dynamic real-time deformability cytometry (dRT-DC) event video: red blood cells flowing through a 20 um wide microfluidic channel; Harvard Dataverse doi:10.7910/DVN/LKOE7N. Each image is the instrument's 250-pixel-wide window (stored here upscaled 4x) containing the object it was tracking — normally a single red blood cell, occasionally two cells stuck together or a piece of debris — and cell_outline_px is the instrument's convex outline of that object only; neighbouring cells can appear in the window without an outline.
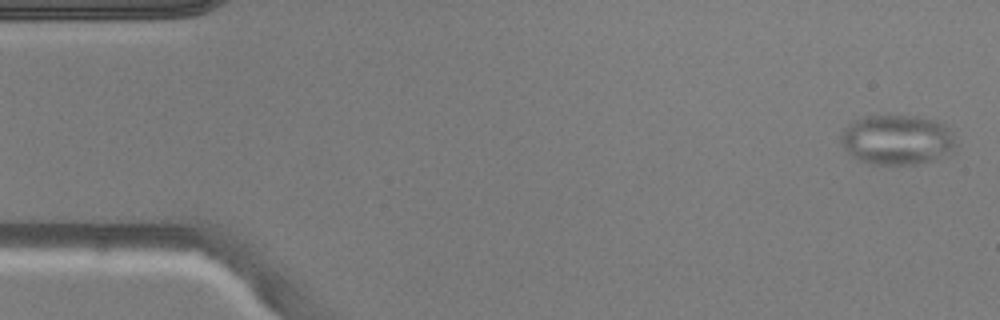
{"species": "common noctule bat (a hibernating species)", "species_latin": "Nyctalus noctula", "temperature_condition": "warm", "stored_images_in_passage": 36, "camera_frame_rate_fps": 3000, "um_per_image_px": 0.085, "animal": {"sex": "male", "body_mass_g": 20.5, "forearm_length_mm": 52.5}, "frame": {"image": 1, "passage_image": 2, "time_ms": 0.333, "image_size_px": [1000, 320], "cell_outline_px": [[956, 152], [940, 160], [916, 164], [872, 164], [860, 160], [852, 156], [840, 144], [840, 136], [844, 128], [852, 120], [864, 116], [916, 116], [936, 120], [944, 124], [952, 132], [956, 144]], "centroid_in_image_um": [76.3, 11.89], "position_along_channel_um": 8.7, "area_um2": 34.16}}
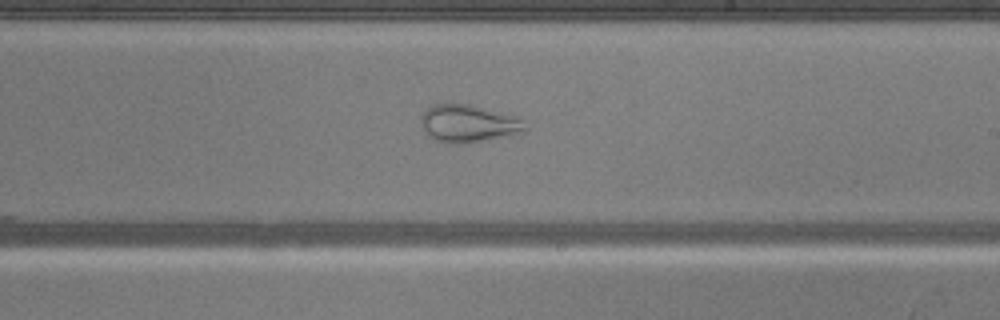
{"frame": {"image": 2, "passage_image": 29, "time_ms": 9.333, "image_size_px": [1000, 320], "cell_outline_px": [[528, 128], [524, 132], [464, 144], [448, 144], [436, 140], [428, 136], [420, 124], [420, 116], [432, 104], [468, 104], [520, 116], [524, 120]], "centroid_in_image_um": [39.83, 10.5], "position_along_channel_um": 249.2, "area_um2": 23.12}}
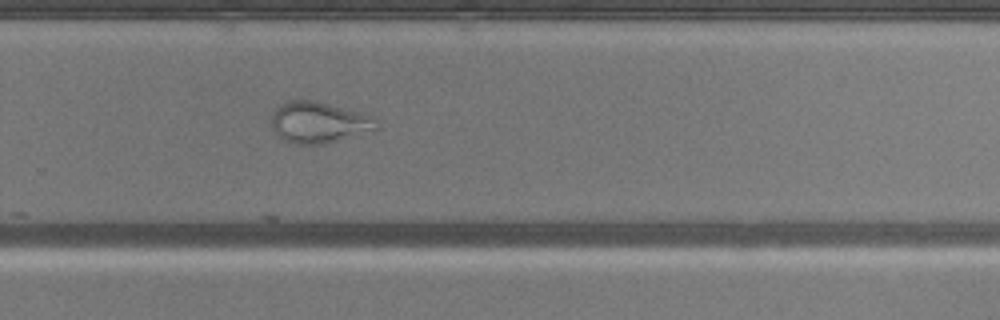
{"frame": {"image": 3, "passage_image": 33, "time_ms": 10.667, "image_size_px": [1000, 320], "cell_outline_px": [[380, 128], [324, 144], [296, 144], [284, 140], [272, 128], [272, 116], [276, 108], [280, 104], [288, 100], [316, 100], [368, 112], [376, 116], [380, 120]], "centroid_in_image_um": [27.2, 10.37], "position_along_channel_um": 302.6, "area_um2": 25.84}}